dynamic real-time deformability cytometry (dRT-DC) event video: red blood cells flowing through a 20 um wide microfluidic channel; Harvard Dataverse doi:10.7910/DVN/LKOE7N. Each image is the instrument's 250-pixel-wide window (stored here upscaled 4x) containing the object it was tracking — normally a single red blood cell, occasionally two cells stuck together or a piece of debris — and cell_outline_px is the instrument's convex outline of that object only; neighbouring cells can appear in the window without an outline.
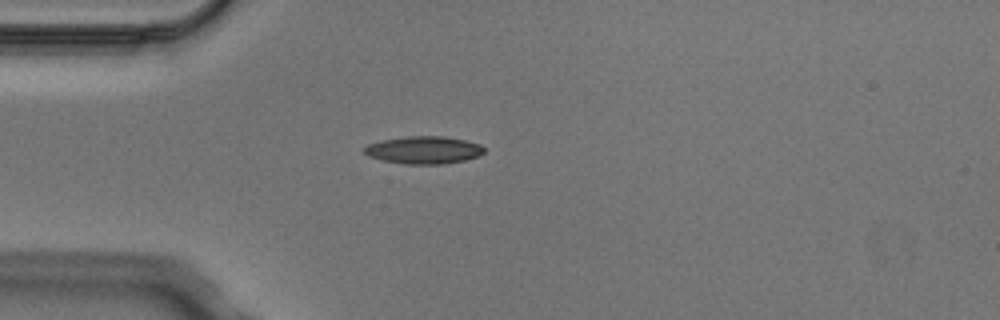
{"species": "Egyptian fruit bat (a non-hibernating species)", "species_latin": "Rousettus aegyptiacus", "temperature_condition": "cold", "stored_images_in_passage": 1, "camera_frame_rate_fps": 3000, "um_per_image_px": 0.085, "animal": {"sex": "male"}, "frame": {"image": 1, "passage_image": 1, "time_ms": 0.0, "image_size_px": [1000, 320], "cell_outline_px": [[484, 152], [476, 156], [464, 160], [444, 164], [404, 164], [384, 160], [368, 156], [364, 152], [364, 148], [368, 144], [384, 140], [408, 136], [444, 136], [464, 140], [480, 144], [484, 148]], "centroid_in_image_um": [36.02, 12.75], "position_along_channel_um": 49.0, "area_um2": 19.02}}